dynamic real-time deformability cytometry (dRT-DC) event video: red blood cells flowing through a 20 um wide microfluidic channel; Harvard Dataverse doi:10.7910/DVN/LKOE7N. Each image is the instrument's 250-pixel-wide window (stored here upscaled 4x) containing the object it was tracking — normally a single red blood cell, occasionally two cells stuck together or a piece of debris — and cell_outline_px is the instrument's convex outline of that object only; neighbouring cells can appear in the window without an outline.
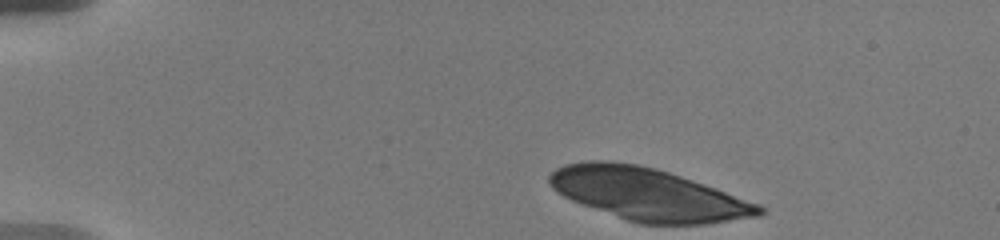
{"species": "human", "species_latin": "Homo sapiens", "temperature_condition": "warm", "stored_images_in_passage": 47, "camera_frame_rate_fps": 3000, "um_per_image_px": 0.085, "donor": {"sex": "male"}, "frame": {"image": 1, "passage_image": 1, "time_ms": 0.0, "image_size_px": [1000, 240], "cell_outline_px": [[768, 208], [760, 216], [708, 224], [640, 224], [628, 220], [572, 200], [556, 192], [552, 188], [548, 180], [548, 176], [556, 168], [564, 164], [584, 160], [612, 160], [636, 164], [656, 168], [716, 188], [760, 204]], "centroid_in_image_um": [55.1, 16.5], "position_along_channel_um": 29.9, "area_um2": 63.87}}
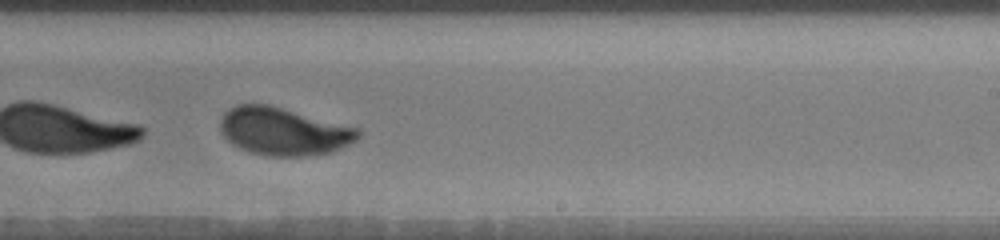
{"frame": {"image": 2, "passage_image": 28, "time_ms": 9.0, "image_size_px": [1000, 240], "cell_outline_px": [[360, 136], [356, 140], [332, 152], [308, 156], [264, 156], [248, 152], [232, 144], [220, 132], [220, 120], [224, 112], [228, 108], [236, 104], [268, 104], [360, 128]], "centroid_in_image_um": [24.08, 11.17], "position_along_channel_um": 264.9, "area_um2": 38.67}}
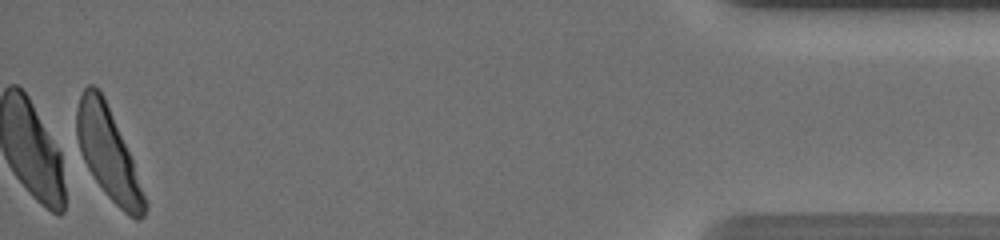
{"frame": {"image": 3, "passage_image": 47, "time_ms": 15.333, "image_size_px": [1000, 240], "cell_outline_px": [[148, 204], [144, 216], [140, 220], [136, 220], [128, 216], [104, 192], [76, 152], [76, 108], [80, 92], [88, 84], [92, 84], [104, 96], [132, 160]], "centroid_in_image_um": [9.14, 13.04], "position_along_channel_um": 426.1, "area_um2": 36.36}, "authors_computed_cell_mechanics": {"area_um2": 39.304, "velocity_mm_per_s": 3.6297, "shape_relaxation_time_tau1_ms": 1.1212, "shape_relaxation_time_tau2_ms": null, "deformation_change_tau1": 0.2965, "deformation_change_tau2": null}}